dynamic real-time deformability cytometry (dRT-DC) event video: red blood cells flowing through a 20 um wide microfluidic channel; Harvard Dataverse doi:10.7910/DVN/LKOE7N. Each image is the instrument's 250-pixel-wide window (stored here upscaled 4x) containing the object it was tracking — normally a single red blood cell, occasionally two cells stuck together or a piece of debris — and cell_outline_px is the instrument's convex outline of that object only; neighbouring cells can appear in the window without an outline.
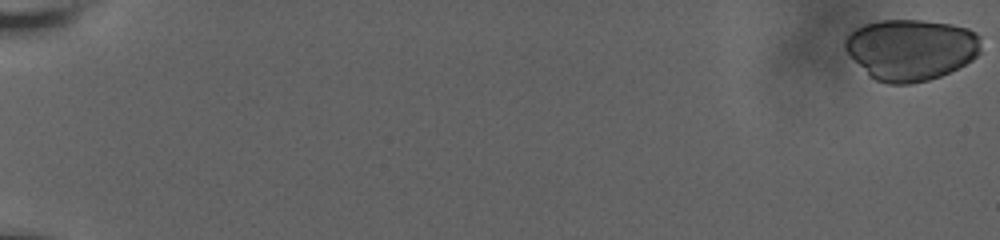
{"species": "human", "species_latin": "Homo sapiens", "temperature_condition": "room temperature", "stored_images_in_passage": 6, "camera_frame_rate_fps": 3000, "um_per_image_px": 0.085, "donor": {"sex": "male"}, "frame": {"image": 1, "passage_image": 1, "time_ms": 0.0, "image_size_px": [1000, 240], "cell_outline_px": [[980, 52], [972, 60], [940, 76], [928, 80], [912, 84], [888, 84], [876, 80], [868, 76], [844, 48], [844, 40], [856, 28], [864, 24], [880, 20], [924, 20], [952, 24], [968, 28], [976, 32], [980, 36]], "centroid_in_image_um": [77.43, 4.21], "position_along_channel_um": 7.6, "area_um2": 48.61}}